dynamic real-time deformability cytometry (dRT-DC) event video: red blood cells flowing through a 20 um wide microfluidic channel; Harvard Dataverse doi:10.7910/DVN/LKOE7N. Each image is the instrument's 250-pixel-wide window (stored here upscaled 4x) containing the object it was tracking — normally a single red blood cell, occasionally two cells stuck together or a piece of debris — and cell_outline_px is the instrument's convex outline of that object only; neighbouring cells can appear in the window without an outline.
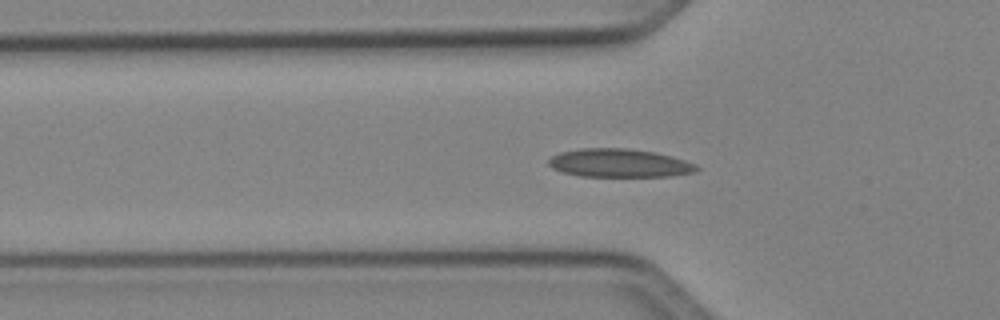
{"species": "Egyptian fruit bat (a non-hibernating species)", "species_latin": "Rousettus aegyptiacus", "temperature_condition": "cold", "stored_images_in_passage": 50, "segment_of_instrument_passage": [1, 2], "camera_frame_rate_fps": 3000, "um_per_image_px": 0.085, "animal": {"sex": "female"}, "frame": {"image": 1, "passage_image": 16, "time_ms": 5.0, "image_size_px": [1000, 320], "cell_outline_px": [[700, 168], [696, 172], [668, 176], [580, 176], [564, 172], [552, 168], [548, 164], [548, 160], [552, 156], [560, 152], [580, 148], [628, 148], [656, 152], [672, 156], [696, 164]], "centroid_in_image_um": [52.65, 13.85], "position_along_channel_um": 73.1, "area_um2": 24.51}}
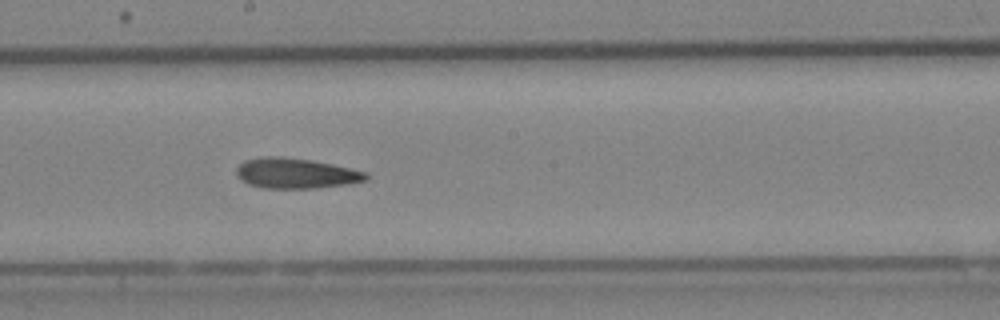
{"frame": {"image": 2, "passage_image": 27, "time_ms": 8.667, "image_size_px": [1000, 320], "cell_outline_px": [[368, 180], [348, 184], [316, 188], [264, 188], [248, 184], [236, 176], [236, 168], [244, 160], [264, 156], [280, 156], [308, 160], [332, 164], [368, 172]], "centroid_in_image_um": [25.14, 14.73], "position_along_channel_um": 223.1, "area_um2": 22.95}}
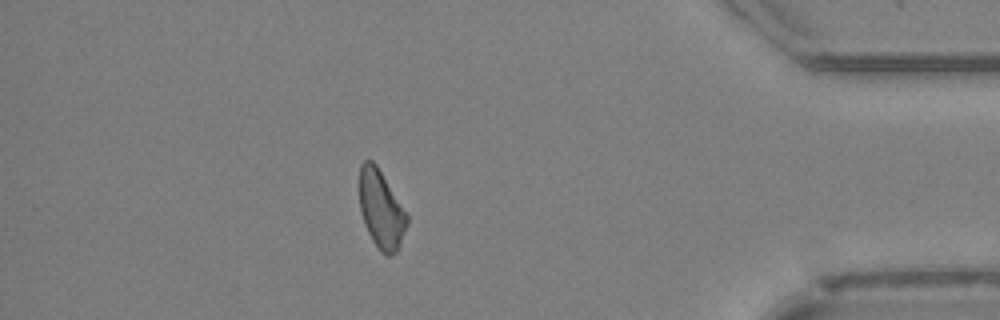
{"frame": {"image": 3, "passage_image": 43, "time_ms": 14.0, "image_size_px": [1000, 320], "cell_outline_px": [[408, 224], [400, 248], [392, 256], [384, 256], [380, 252], [372, 240], [364, 224], [360, 212], [360, 164], [364, 160], [372, 160], [376, 164], [408, 216]], "centroid_in_image_um": [32.4, 17.86], "position_along_channel_um": 402.8, "area_um2": 21.73}}